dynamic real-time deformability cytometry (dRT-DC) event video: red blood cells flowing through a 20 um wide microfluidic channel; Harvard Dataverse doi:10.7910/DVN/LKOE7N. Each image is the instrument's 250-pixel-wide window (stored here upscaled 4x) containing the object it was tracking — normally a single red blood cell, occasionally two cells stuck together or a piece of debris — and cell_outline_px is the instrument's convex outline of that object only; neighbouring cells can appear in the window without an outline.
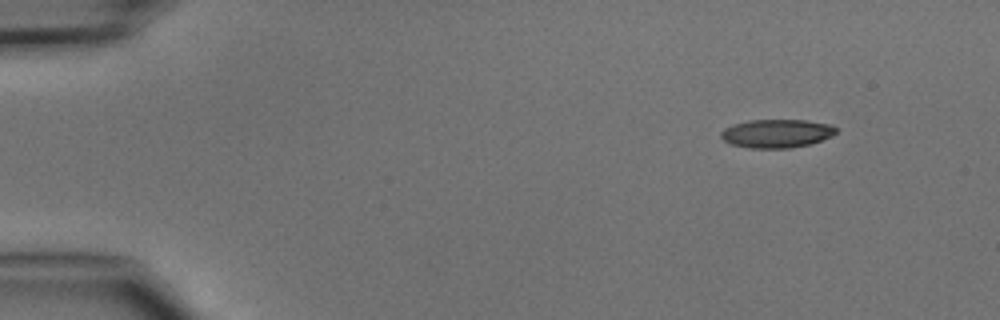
{"species": "common noctule bat (a hibernating species)", "species_latin": "Nyctalus noctula", "temperature_condition": "cold", "stored_images_in_passage": 5, "camera_frame_rate_fps": 3000, "um_per_image_px": 0.085, "animal": {"sex": "male", "body_mass_g": 15.6}, "frame": {"image": 1, "passage_image": 1, "time_ms": 0.0, "image_size_px": [1000, 320], "cell_outline_px": [[836, 132], [832, 136], [808, 144], [788, 148], [748, 148], [732, 144], [724, 140], [720, 136], [720, 132], [724, 128], [748, 120], [808, 120], [832, 124], [836, 128]], "centroid_in_image_um": [66.02, 11.33], "position_along_channel_um": 19.0, "area_um2": 19.02}}